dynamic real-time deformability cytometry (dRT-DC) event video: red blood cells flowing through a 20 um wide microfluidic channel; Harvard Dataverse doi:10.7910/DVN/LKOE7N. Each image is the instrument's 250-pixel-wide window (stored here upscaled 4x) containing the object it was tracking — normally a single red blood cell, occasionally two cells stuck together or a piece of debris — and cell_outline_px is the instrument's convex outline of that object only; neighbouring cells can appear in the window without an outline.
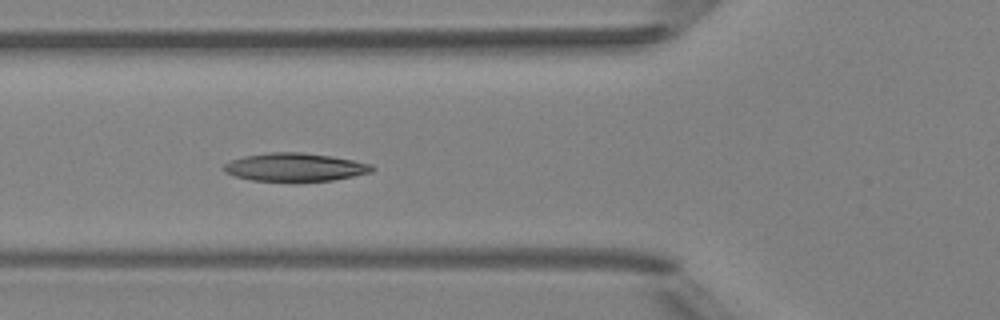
{"species": "Egyptian fruit bat (a non-hibernating species)", "species_latin": "Rousettus aegyptiacus", "temperature_condition": "room temperature", "stored_images_in_passage": 8, "camera_frame_rate_fps": 3000, "um_per_image_px": 0.085, "animal": {"sex": "female"}, "frame": {"image": 1, "passage_image": 5, "time_ms": 4.667, "image_size_px": [1000, 320], "cell_outline_px": [[376, 168], [372, 172], [332, 180], [252, 180], [236, 176], [224, 172], [220, 168], [228, 160], [244, 156], [268, 152], [300, 152], [332, 156], [372, 164]], "centroid_in_image_um": [25.03, 14.19], "position_along_channel_um": 100.8, "area_um2": 24.16}}
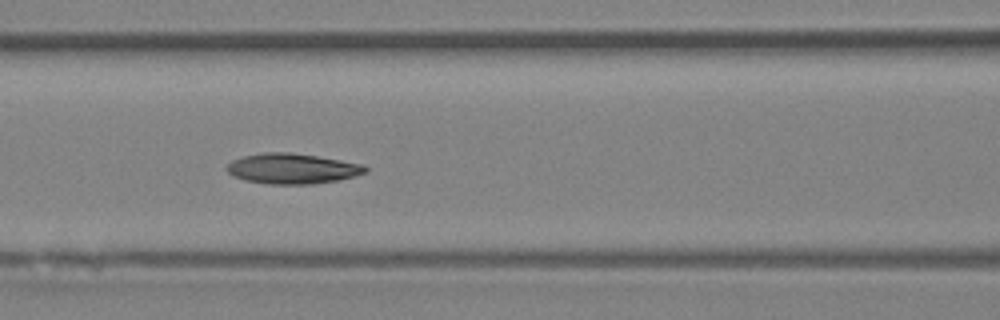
{"frame": {"image": 2, "passage_image": 6, "time_ms": 5.667, "image_size_px": [1000, 320], "cell_outline_px": [[368, 172], [356, 176], [336, 180], [312, 184], [268, 184], [244, 180], [232, 176], [224, 168], [232, 160], [244, 156], [264, 152], [292, 152], [364, 164], [368, 168]], "centroid_in_image_um": [24.83, 14.33], "position_along_channel_um": 141.8, "area_um2": 24.62}}
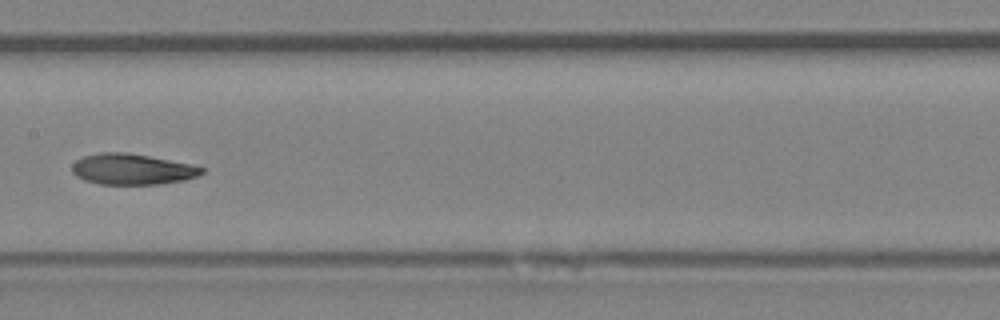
{"frame": {"image": 3, "passage_image": 7, "time_ms": 7.0, "image_size_px": [1000, 320], "cell_outline_px": [[204, 172], [196, 176], [184, 180], [160, 184], [100, 184], [84, 180], [76, 176], [72, 172], [72, 164], [76, 160], [84, 156], [100, 152], [124, 152], [148, 156], [188, 164], [204, 168]], "centroid_in_image_um": [11.18, 14.38], "position_along_channel_um": 196.2, "area_um2": 23.06}}